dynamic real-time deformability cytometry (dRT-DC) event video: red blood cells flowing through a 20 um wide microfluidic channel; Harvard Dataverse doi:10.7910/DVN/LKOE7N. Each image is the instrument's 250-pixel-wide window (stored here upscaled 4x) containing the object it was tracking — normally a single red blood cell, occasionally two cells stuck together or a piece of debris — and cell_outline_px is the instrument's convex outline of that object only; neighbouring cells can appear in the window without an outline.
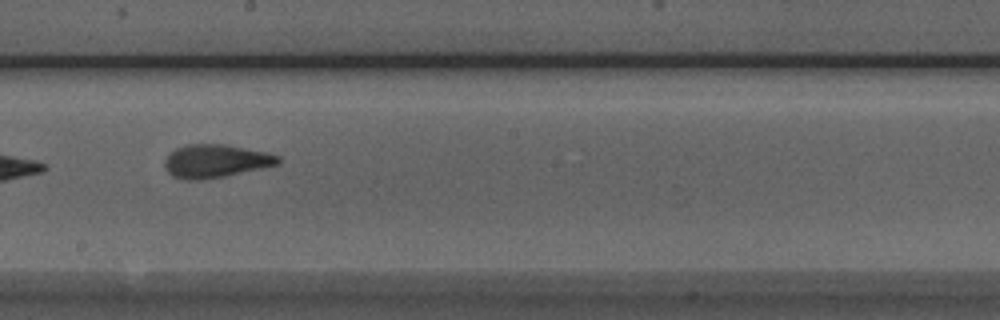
{"species": "Egyptian fruit bat (a non-hibernating species)", "species_latin": "Rousettus aegyptiacus", "temperature_condition": "room temperature", "stored_images_in_passage": 9, "camera_frame_rate_fps": 3000, "um_per_image_px": 0.085, "animal": {"sex": "male"}, "frame": {"image": 1, "passage_image": 7, "time_ms": 2.0, "image_size_px": [1000, 320], "cell_outline_px": [[280, 160], [276, 164], [260, 168], [224, 176], [204, 180], [184, 180], [172, 176], [168, 172], [164, 164], [164, 160], [176, 148], [188, 144], [224, 144], [268, 152], [280, 156]], "centroid_in_image_um": [18.3, 13.69], "position_along_channel_um": 229.9, "area_um2": 21.79}}
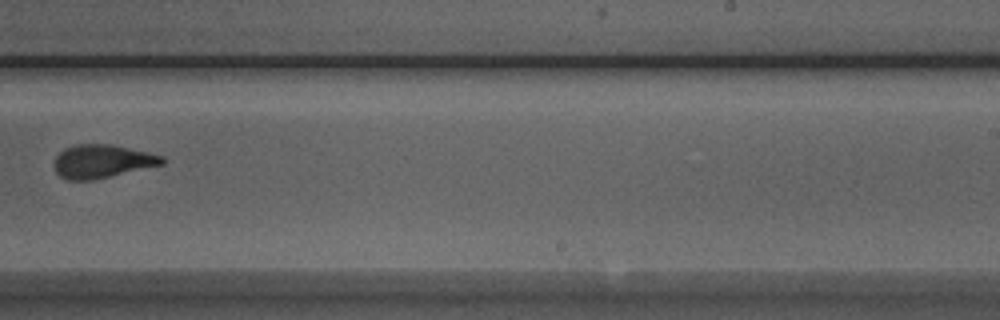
{"frame": {"image": 2, "passage_image": 8, "time_ms": 2.333, "image_size_px": [1000, 320], "cell_outline_px": [[164, 164], [92, 180], [68, 180], [60, 176], [56, 172], [52, 164], [56, 156], [64, 148], [76, 144], [112, 144], [148, 152], [164, 156]], "centroid_in_image_um": [8.65, 13.7], "position_along_channel_um": 280.3, "area_um2": 21.04}}
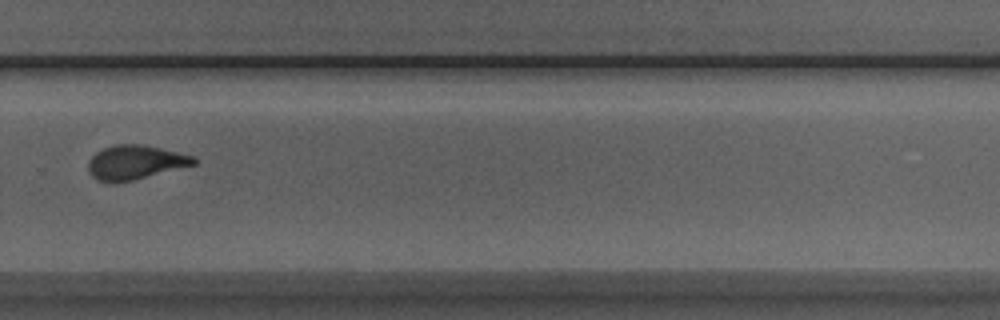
{"frame": {"image": 3, "passage_image": 9, "time_ms": 2.667, "image_size_px": [1000, 320], "cell_outline_px": [[196, 164], [132, 180], [96, 180], [88, 172], [88, 160], [96, 152], [104, 148], [116, 144], [140, 144], [160, 148], [196, 156]], "centroid_in_image_um": [11.5, 13.77], "position_along_channel_um": 318.3, "area_um2": 20.58}}